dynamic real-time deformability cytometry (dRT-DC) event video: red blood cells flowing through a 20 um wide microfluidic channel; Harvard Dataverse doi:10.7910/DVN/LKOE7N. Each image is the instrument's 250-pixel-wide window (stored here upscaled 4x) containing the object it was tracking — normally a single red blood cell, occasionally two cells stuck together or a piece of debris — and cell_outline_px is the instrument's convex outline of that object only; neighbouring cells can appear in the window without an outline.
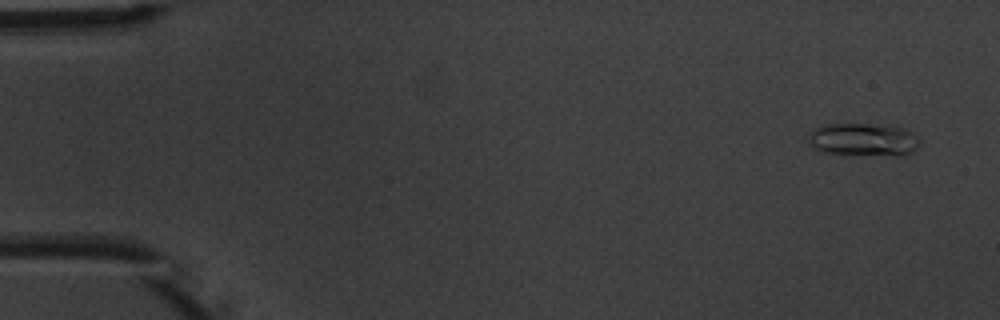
{"species": "common noctule bat (a hibernating species)", "species_latin": "Nyctalus noctula", "temperature_condition": "warm", "stored_images_in_passage": 6, "camera_frame_rate_fps": 3000, "um_per_image_px": 0.085, "animal": {"sex": "male", "body_mass_g": 20.1, "forearm_length_mm": 53.5}, "frame": {"image": 1, "passage_image": 1, "time_ms": 0.0, "image_size_px": [1000, 320], "cell_outline_px": [[920, 140], [916, 148], [912, 152], [900, 156], [844, 156], [820, 152], [808, 140], [808, 136], [820, 124], [864, 124], [900, 128], [912, 132], [920, 136]], "centroid_in_image_um": [73.38, 11.92], "position_along_channel_um": 11.6, "area_um2": 21.85}}